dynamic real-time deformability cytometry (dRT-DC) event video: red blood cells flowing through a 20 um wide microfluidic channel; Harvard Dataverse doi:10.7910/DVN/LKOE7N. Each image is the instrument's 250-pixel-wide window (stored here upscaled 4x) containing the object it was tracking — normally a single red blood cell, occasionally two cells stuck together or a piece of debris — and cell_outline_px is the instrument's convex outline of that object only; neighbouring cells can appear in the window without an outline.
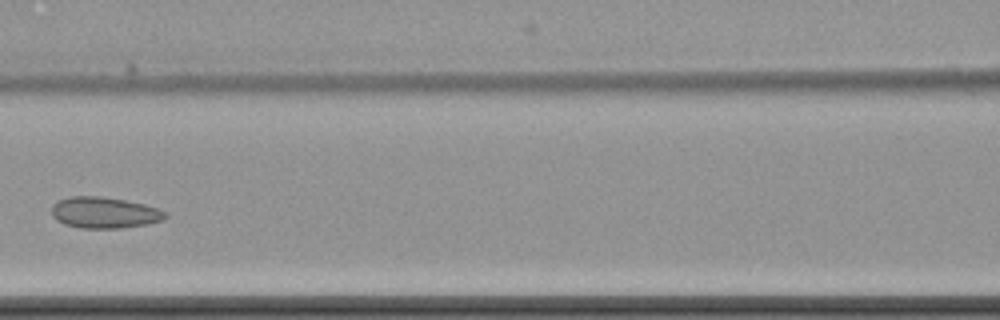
{"species": "common noctule bat (a hibernating species)", "species_latin": "Nyctalus noctula", "temperature_condition": "cold", "stored_images_in_passage": 6, "camera_frame_rate_fps": 3000, "um_per_image_px": 0.085, "animal": {"sex": "female", "body_mass_g": 22.7, "forearm_length_mm": 54.2}, "frame": {"image": 1, "passage_image": 6, "time_ms": 6.0, "image_size_px": [1000, 320], "cell_outline_px": [[168, 216], [164, 220], [148, 224], [120, 228], [80, 228], [64, 224], [56, 220], [52, 216], [52, 204], [68, 196], [100, 196], [124, 200], [144, 204], [168, 212]], "centroid_in_image_um": [8.88, 18.08], "position_along_channel_um": 157.7, "area_um2": 20.81}}